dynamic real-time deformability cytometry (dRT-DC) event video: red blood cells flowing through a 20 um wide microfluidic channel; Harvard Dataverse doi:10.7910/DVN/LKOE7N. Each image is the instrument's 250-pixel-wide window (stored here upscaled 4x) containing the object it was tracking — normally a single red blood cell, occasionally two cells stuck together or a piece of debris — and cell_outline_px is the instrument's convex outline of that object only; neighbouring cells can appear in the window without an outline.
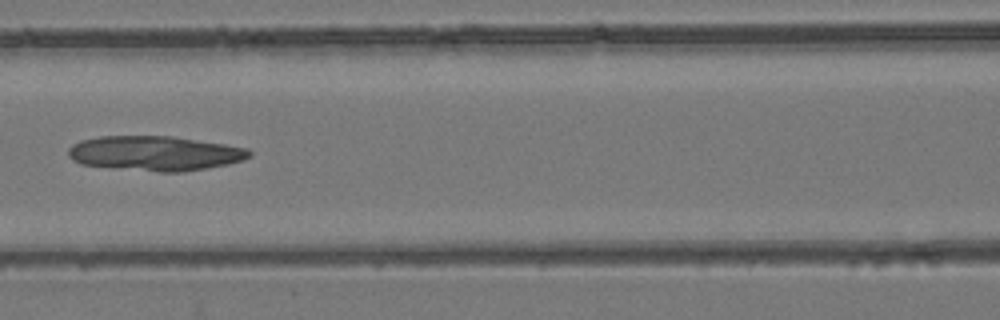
{"species": "common noctule bat (a hibernating species)", "species_latin": "Nyctalus noctula", "temperature_condition": "room temperature", "stored_images_in_passage": 7, "camera_frame_rate_fps": 3000, "um_per_image_px": 0.085, "animal": {"sex": "female", "body_mass_g": 24.6, "forearm_length_mm": 56.2}, "frame": {"image": 1, "passage_image": 6, "time_ms": 1.667, "image_size_px": [1000, 320], "cell_outline_px": [[252, 156], [244, 160], [228, 164], [208, 168], [184, 172], [160, 172], [80, 164], [72, 160], [68, 156], [68, 148], [72, 144], [80, 140], [100, 136], [172, 136], [224, 144], [248, 148], [252, 152]], "centroid_in_image_um": [13.19, 13.03], "position_along_channel_um": 153.4, "area_um2": 36.82}}
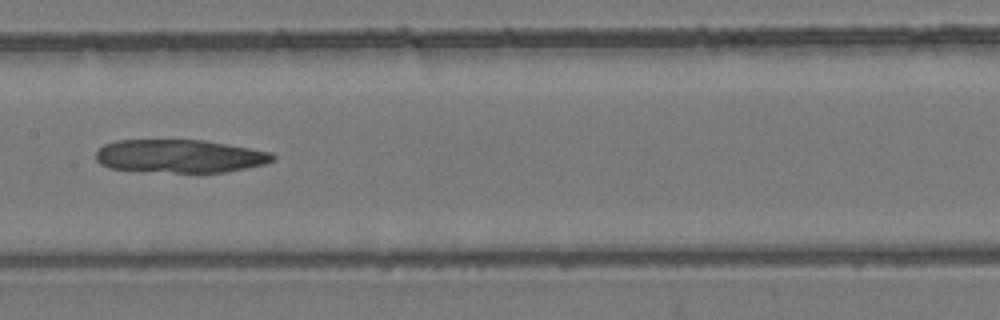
{"frame": {"image": 2, "passage_image": 7, "time_ms": 2.0, "image_size_px": [1000, 320], "cell_outline_px": [[276, 156], [272, 160], [264, 164], [224, 172], [172, 172], [108, 168], [100, 164], [96, 160], [96, 152], [104, 144], [116, 140], [204, 140], [272, 152]], "centroid_in_image_um": [15.26, 13.26], "position_along_channel_um": 192.1, "area_um2": 33.93}}